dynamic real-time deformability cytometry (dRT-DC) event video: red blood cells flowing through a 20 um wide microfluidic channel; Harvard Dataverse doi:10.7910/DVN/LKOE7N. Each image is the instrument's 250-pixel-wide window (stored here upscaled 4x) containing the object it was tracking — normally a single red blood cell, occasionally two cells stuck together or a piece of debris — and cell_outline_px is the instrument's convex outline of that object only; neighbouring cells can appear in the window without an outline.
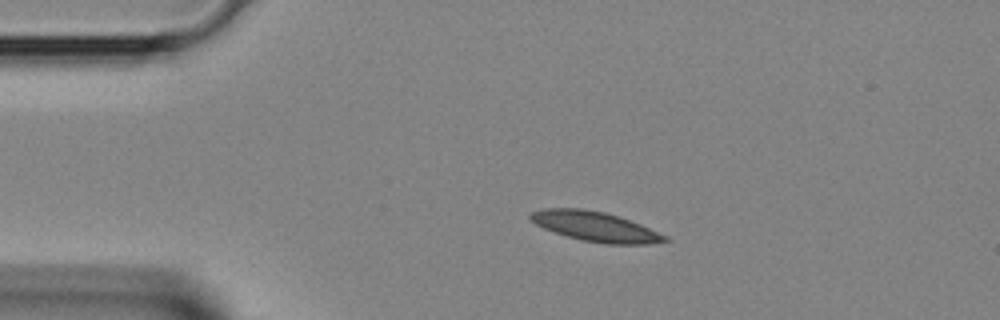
{"species": "Egyptian fruit bat (a non-hibernating species)", "species_latin": "Rousettus aegyptiacus", "temperature_condition": "room temperature", "stored_images_in_passage": 3, "camera_frame_rate_fps": 3000, "um_per_image_px": 0.085, "animal": {"sex": "female"}, "frame": {"image": 1, "passage_image": 2, "time_ms": 0.333, "image_size_px": [1000, 320], "cell_outline_px": [[668, 240], [648, 244], [608, 244], [580, 240], [544, 228], [536, 224], [528, 216], [532, 212], [544, 208], [580, 208], [604, 212], [620, 216], [640, 224], [668, 236]], "centroid_in_image_um": [50.61, 19.25], "position_along_channel_um": 34.4, "area_um2": 23.12}}